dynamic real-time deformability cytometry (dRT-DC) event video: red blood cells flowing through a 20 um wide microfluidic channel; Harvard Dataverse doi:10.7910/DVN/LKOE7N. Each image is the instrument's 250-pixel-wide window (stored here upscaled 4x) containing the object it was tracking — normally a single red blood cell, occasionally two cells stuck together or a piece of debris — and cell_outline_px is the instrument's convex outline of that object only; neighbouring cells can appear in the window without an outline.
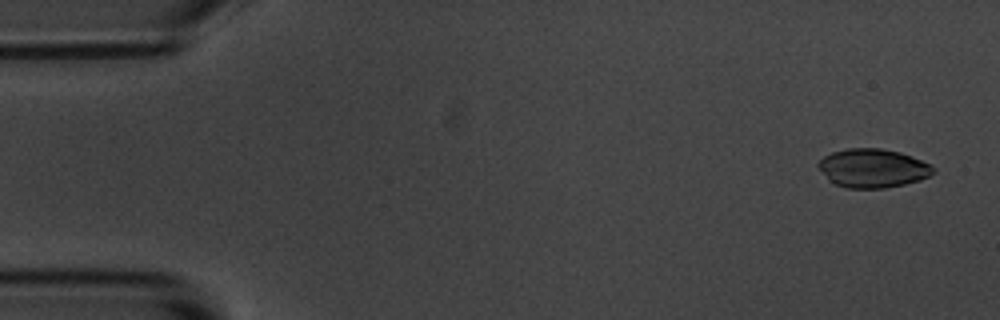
{"species": "common noctule bat (a hibernating species)", "species_latin": "Nyctalus noctula", "temperature_condition": "room temperature", "stored_images_in_passage": 6, "segment_of_instrument_passage": [1, 2], "camera_frame_rate_fps": 3000, "um_per_image_px": 0.085, "animal": {"sex": "male", "body_mass_g": 20.1, "forearm_length_mm": 53.5}, "frame": {"image": 1, "passage_image": 1, "time_ms": 0.0, "image_size_px": [1000, 320], "cell_outline_px": [[936, 172], [920, 180], [904, 184], [884, 188], [844, 188], [828, 180], [816, 164], [824, 156], [832, 152], [848, 148], [880, 148], [900, 152], [912, 156], [932, 164], [936, 168]], "centroid_in_image_um": [74.21, 14.29], "position_along_channel_um": 10.8, "area_um2": 26.13}}